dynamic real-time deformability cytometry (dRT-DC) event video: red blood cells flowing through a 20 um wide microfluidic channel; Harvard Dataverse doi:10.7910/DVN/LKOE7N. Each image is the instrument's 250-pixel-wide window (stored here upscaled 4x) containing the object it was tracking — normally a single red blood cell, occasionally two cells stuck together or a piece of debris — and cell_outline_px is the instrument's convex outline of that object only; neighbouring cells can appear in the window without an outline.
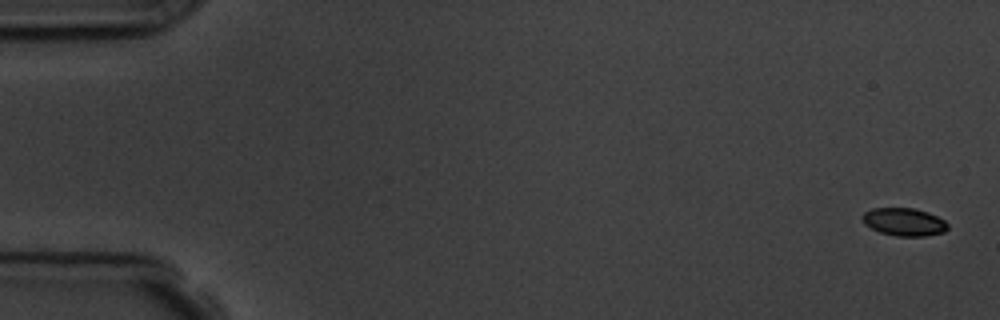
{"species": "common noctule bat (a hibernating species)", "species_latin": "Nyctalus noctula", "temperature_condition": "room temperature", "stored_images_in_passage": 5, "camera_frame_rate_fps": 3000, "um_per_image_px": 0.085, "animal": {"sex": "male", "body_mass_g": 19.5, "forearm_length_mm": 54.6}, "frame": {"image": 1, "passage_image": 1, "time_ms": 0.0, "image_size_px": [1000, 320], "cell_outline_px": [[948, 228], [944, 232], [924, 236], [896, 236], [880, 232], [864, 224], [860, 216], [864, 212], [872, 208], [916, 208], [928, 212], [944, 220], [948, 224]], "centroid_in_image_um": [76.83, 18.85], "position_along_channel_um": 8.2, "area_um2": 13.93}}
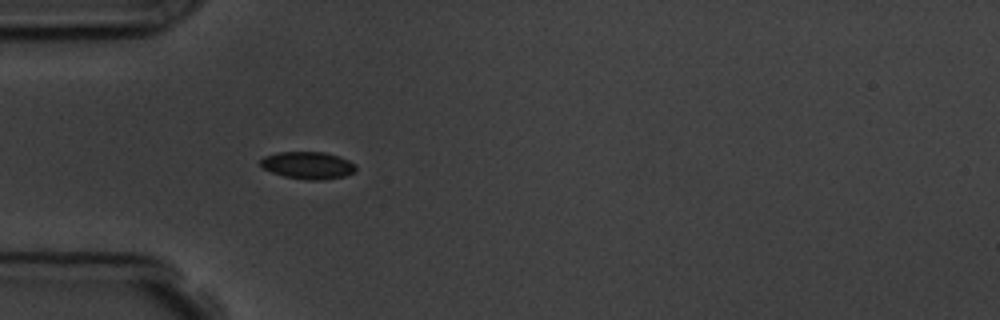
{"frame": {"image": 2, "passage_image": 5, "time_ms": 5.333, "image_size_px": [1000, 320], "cell_outline_px": [[356, 168], [352, 172], [344, 176], [320, 180], [308, 180], [284, 176], [272, 172], [264, 168], [260, 164], [260, 160], [264, 156], [280, 152], [324, 152], [340, 156], [356, 164]], "centroid_in_image_um": [26.17, 14.04], "position_along_channel_um": 58.8, "area_um2": 15.03}}